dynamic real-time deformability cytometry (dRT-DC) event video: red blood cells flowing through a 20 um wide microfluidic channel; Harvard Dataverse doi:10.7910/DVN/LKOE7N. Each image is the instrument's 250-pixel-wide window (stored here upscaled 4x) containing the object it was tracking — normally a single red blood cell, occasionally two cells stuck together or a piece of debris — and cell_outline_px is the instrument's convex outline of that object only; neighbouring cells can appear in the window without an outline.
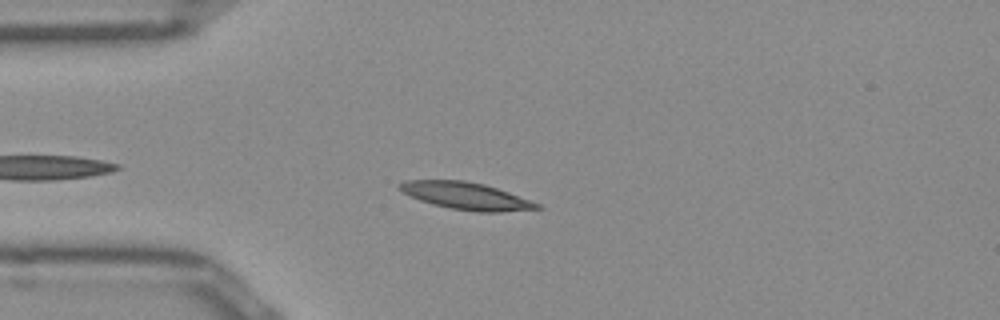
{"species": "Egyptian fruit bat (a non-hibernating species)", "species_latin": "Rousettus aegyptiacus", "temperature_condition": "room temperature", "stored_images_in_passage": 29, "camera_frame_rate_fps": 3000, "um_per_image_px": 0.085, "frame": {"image": 1, "passage_image": 1, "time_ms": 0.0, "image_size_px": [1000, 320], "cell_outline_px": [[544, 208], [500, 212], [476, 212], [452, 208], [432, 204], [420, 200], [396, 188], [396, 184], [404, 180], [464, 180], [484, 184], [508, 192], [540, 204]], "centroid_in_image_um": [39.59, 16.65], "position_along_channel_um": 45.4, "area_um2": 21.68}}
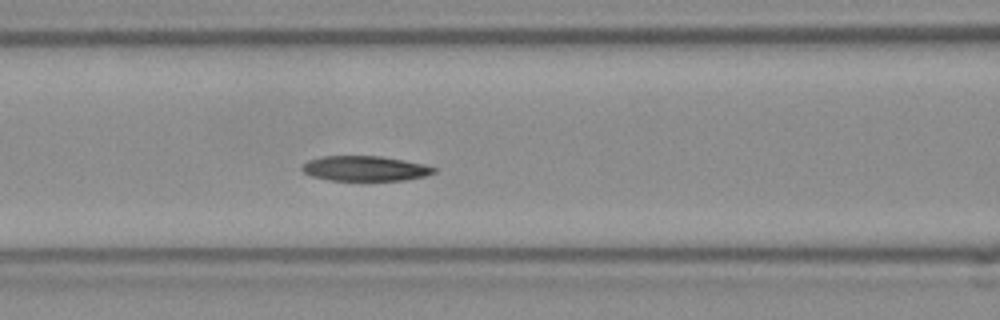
{"frame": {"image": 2, "passage_image": 9, "time_ms": 2.667, "image_size_px": [1000, 320], "cell_outline_px": [[436, 172], [424, 176], [404, 180], [328, 180], [312, 176], [304, 172], [300, 168], [308, 160], [324, 156], [380, 156], [404, 160], [424, 164], [436, 168]], "centroid_in_image_um": [31.03, 14.32], "position_along_channel_um": 135.6, "area_um2": 19.13}}
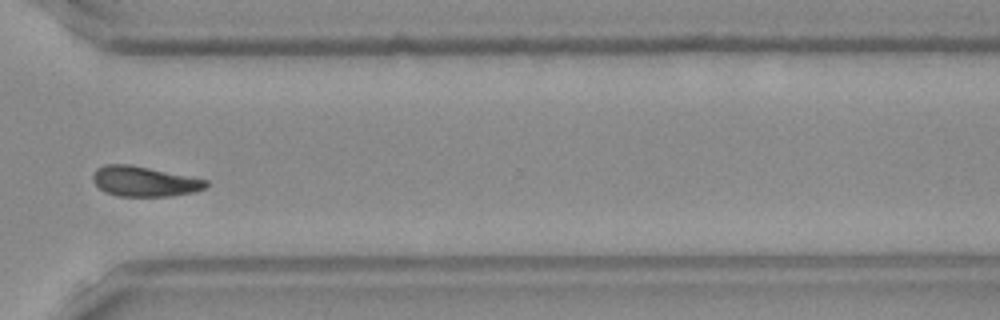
{"frame": {"image": 3, "passage_image": 26, "time_ms": 8.333, "image_size_px": [1000, 320], "cell_outline_px": [[208, 184], [204, 188], [196, 192], [172, 196], [116, 196], [104, 192], [92, 180], [92, 176], [96, 168], [104, 164], [128, 164], [208, 180]], "centroid_in_image_um": [12.24, 15.43], "position_along_channel_um": 358.4, "area_um2": 19.83}, "authors_computed_cell_mechanics": {"area_um2": 20.0566, "velocity_mm_per_s": 3.9329, "shape_relaxation_time_tau1_ms": 4.5125, "shape_relaxation_time_tau2_ms": null, "deformation_change_tau1": 0.133, "deformation_change_tau2": null}}